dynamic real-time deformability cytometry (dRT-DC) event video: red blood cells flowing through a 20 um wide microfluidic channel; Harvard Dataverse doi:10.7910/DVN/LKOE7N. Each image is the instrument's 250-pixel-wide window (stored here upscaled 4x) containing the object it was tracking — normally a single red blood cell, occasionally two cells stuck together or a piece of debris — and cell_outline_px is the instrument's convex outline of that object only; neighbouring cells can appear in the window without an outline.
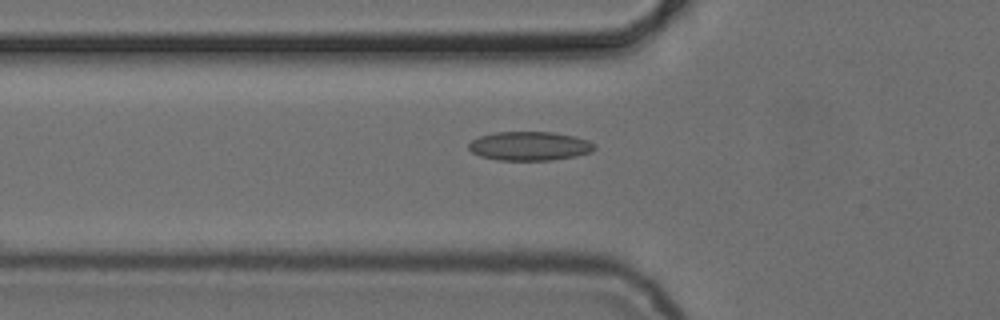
{"species": "common noctule bat (a hibernating species)", "species_latin": "Nyctalus noctula", "temperature_condition": "cold", "stored_images_in_passage": 6, "camera_frame_rate_fps": 3000, "um_per_image_px": 0.085, "animal": {"sex": "female", "body_mass_g": 24.6, "forearm_length_mm": 56.2}, "frame": {"image": 1, "passage_image": 6, "time_ms": 7.0, "image_size_px": [1000, 320], "cell_outline_px": [[596, 148], [592, 152], [576, 156], [552, 160], [496, 160], [480, 156], [472, 152], [468, 148], [468, 144], [472, 140], [480, 136], [496, 132], [552, 132], [572, 136], [588, 140], [596, 144]], "centroid_in_image_um": [45.02, 12.42], "position_along_channel_um": 80.8, "area_um2": 21.27}}